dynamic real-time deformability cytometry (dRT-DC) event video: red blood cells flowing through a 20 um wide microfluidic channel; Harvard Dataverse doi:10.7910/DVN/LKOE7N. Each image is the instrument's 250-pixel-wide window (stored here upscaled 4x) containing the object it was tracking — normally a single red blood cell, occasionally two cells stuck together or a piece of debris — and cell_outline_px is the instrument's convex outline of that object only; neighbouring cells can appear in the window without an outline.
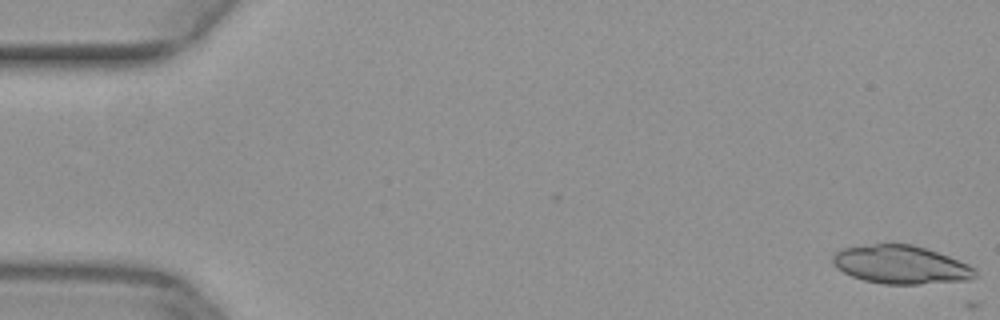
{"species": "common noctule bat (a hibernating species)", "species_latin": "Nyctalus noctula", "temperature_condition": "warm", "stored_images_in_passage": 2, "camera_frame_rate_fps": 3000, "um_per_image_px": 0.085, "animal": {"sex": "female", "body_mass_g": 29.2, "forearm_length_mm": 56.3}, "frame": {"image": 1, "passage_image": 1, "time_ms": 0.0, "image_size_px": [1000, 320], "cell_outline_px": [[976, 276], [972, 280], [964, 284], [884, 284], [864, 280], [852, 276], [836, 268], [832, 264], [832, 256], [840, 248], [876, 244], [912, 244], [948, 256], [968, 264], [976, 268]], "centroid_in_image_um": [76.66, 22.54], "position_along_channel_um": 8.3, "area_um2": 32.48}}